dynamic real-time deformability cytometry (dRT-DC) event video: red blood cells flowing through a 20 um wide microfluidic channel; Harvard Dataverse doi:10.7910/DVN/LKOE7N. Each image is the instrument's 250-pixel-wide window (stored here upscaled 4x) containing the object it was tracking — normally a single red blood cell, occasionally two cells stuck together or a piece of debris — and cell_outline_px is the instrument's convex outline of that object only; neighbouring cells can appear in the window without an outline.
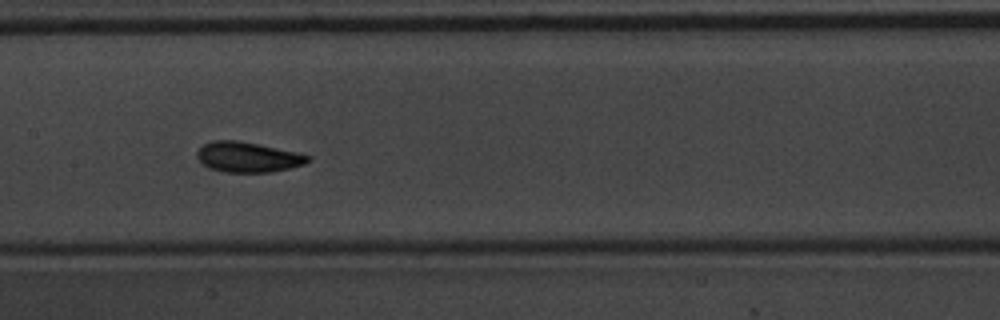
{"species": "common noctule bat (a hibernating species)", "species_latin": "Nyctalus noctula", "temperature_condition": "warm", "stored_images_in_passage": 49, "camera_frame_rate_fps": 3000, "um_per_image_px": 0.085, "animal": {"sex": "male", "body_mass_g": 20.1, "forearm_length_mm": 53.5}, "frame": {"image": 1, "passage_image": 22, "time_ms": 7.0, "image_size_px": [1000, 320], "cell_outline_px": [[308, 160], [304, 164], [272, 172], [224, 172], [208, 168], [196, 156], [196, 152], [204, 144], [212, 140], [240, 140], [260, 144], [296, 152], [308, 156]], "centroid_in_image_um": [21.01, 13.34], "position_along_channel_um": 186.4, "area_um2": 19.42}, "authors_computed_cell_mechanics": {"area_um2": 18.6116, "velocity_mm_per_s": 3.6455, "shape_relaxation_time_tau1_ms": 2.327, "shape_relaxation_time_tau2_ms": 1.8404, "deformation_change_tau1": 0.1049, "deformation_change_tau2": 0.0776}}